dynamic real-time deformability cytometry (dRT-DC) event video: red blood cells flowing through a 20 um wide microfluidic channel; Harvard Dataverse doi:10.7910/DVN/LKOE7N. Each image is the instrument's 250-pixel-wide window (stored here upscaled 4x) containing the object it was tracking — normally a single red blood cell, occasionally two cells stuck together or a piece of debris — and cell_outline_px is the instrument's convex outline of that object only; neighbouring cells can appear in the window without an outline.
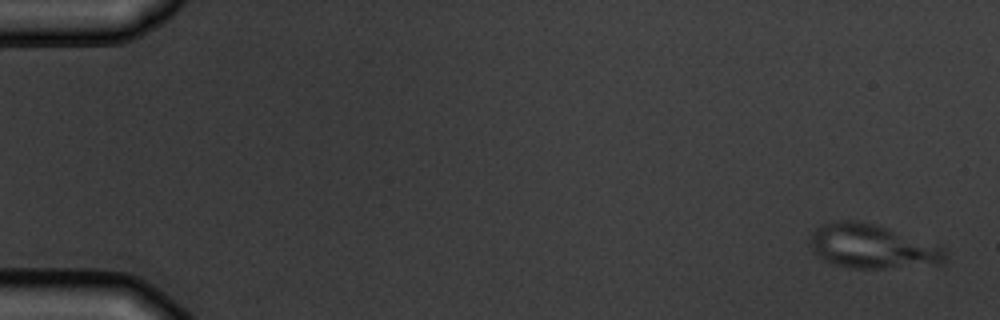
{"species": "common noctule bat (a hibernating species)", "species_latin": "Nyctalus noctula", "temperature_condition": "warm", "stored_images_in_passage": 7, "camera_frame_rate_fps": 3000, "um_per_image_px": 0.085, "animal": {"sex": "male", "body_mass_g": 19.5, "forearm_length_mm": 54.6}, "frame": {"image": 1, "passage_image": 1, "time_ms": 0.0, "image_size_px": [1000, 320], "cell_outline_px": [[948, 252], [944, 260], [936, 264], [884, 268], [848, 268], [832, 264], [816, 256], [812, 248], [812, 232], [820, 224], [840, 220], [856, 220], [888, 228], [944, 248]], "centroid_in_image_um": [74.08, 20.95], "position_along_channel_um": 10.9, "area_um2": 34.28}}